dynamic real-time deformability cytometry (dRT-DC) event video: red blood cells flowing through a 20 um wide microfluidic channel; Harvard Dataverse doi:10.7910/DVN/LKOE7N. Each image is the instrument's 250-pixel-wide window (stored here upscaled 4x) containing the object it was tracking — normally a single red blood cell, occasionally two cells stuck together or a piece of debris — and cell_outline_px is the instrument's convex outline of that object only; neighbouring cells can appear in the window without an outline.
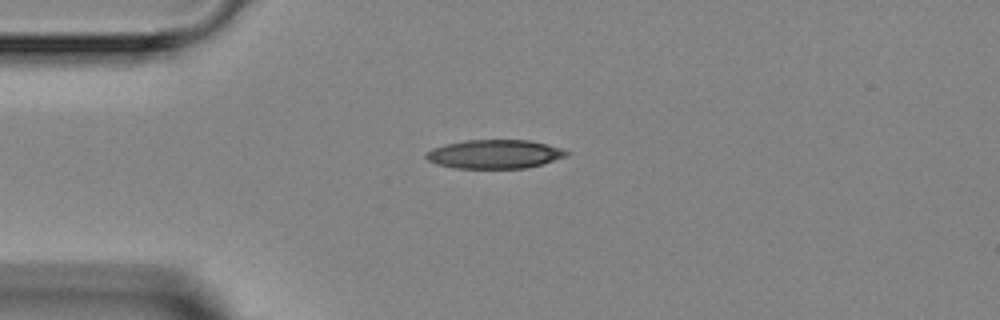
{"species": "Egyptian fruit bat (a non-hibernating species)", "species_latin": "Rousettus aegyptiacus", "temperature_condition": "room temperature", "stored_images_in_passage": 2, "camera_frame_rate_fps": 3000, "um_per_image_px": 0.085, "animal": {"sex": "female"}, "frame": {"image": 1, "passage_image": 1, "time_ms": 0.0, "image_size_px": [1000, 320], "cell_outline_px": [[572, 152], [568, 156], [544, 164], [528, 168], [452, 168], [436, 164], [428, 160], [424, 156], [432, 148], [444, 144], [468, 140], [528, 140], [560, 148]], "centroid_in_image_um": [42.06, 13.11], "position_along_channel_um": 42.9, "area_um2": 23.7}}
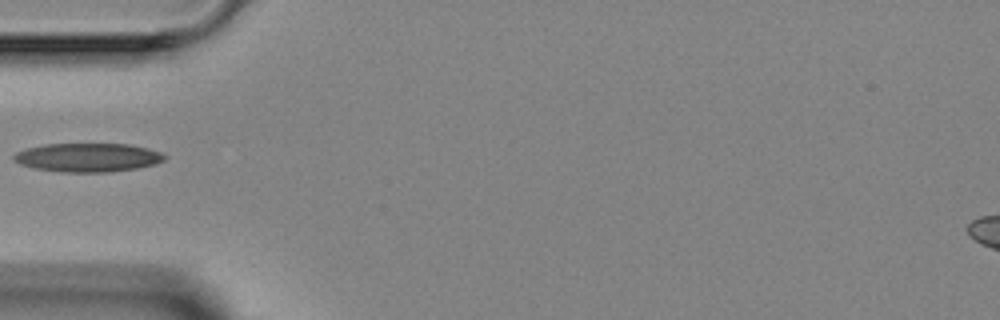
{"frame": {"image": 2, "passage_image": 2, "time_ms": 1.333, "image_size_px": [1000, 320], "cell_outline_px": [[168, 156], [164, 160], [156, 164], [136, 168], [112, 172], [60, 172], [32, 168], [20, 164], [12, 160], [12, 156], [16, 152], [28, 148], [44, 144], [128, 144], [148, 148], [160, 152]], "centroid_in_image_um": [7.45, 13.39], "position_along_channel_um": 77.5, "area_um2": 25.43}}